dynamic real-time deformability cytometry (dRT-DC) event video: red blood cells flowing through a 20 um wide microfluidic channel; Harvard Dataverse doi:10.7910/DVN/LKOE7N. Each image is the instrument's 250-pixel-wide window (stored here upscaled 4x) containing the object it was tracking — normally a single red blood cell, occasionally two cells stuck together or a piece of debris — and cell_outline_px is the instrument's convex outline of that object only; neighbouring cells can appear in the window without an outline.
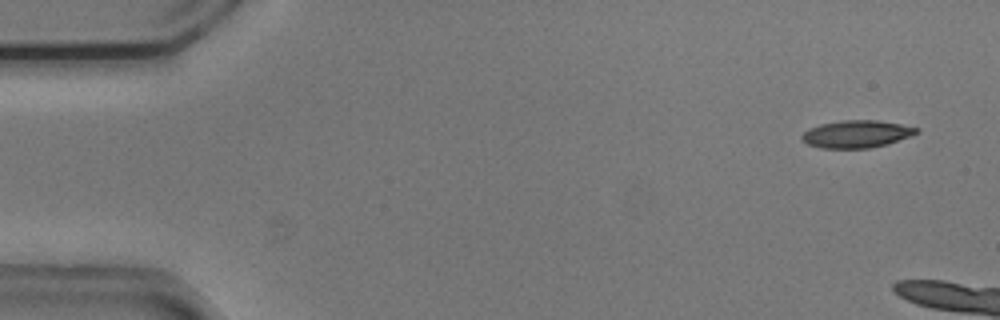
{"species": "common noctule bat (a hibernating species)", "species_latin": "Nyctalus noctula", "temperature_condition": "cold", "stored_images_in_passage": 8, "camera_frame_rate_fps": 3000, "um_per_image_px": 0.085, "animal": {"sex": "male", "body_mass_g": 20.5, "forearm_length_mm": 52.5}, "frame": {"image": 1, "passage_image": 3, "time_ms": 0.667, "image_size_px": [1000, 320], "cell_outline_px": [[920, 132], [888, 144], [868, 148], [820, 148], [808, 144], [800, 136], [808, 128], [820, 124], [844, 120], [876, 120], [900, 124], [920, 128]], "centroid_in_image_um": [72.81, 11.39], "position_along_channel_um": 12.2, "area_um2": 18.26}}